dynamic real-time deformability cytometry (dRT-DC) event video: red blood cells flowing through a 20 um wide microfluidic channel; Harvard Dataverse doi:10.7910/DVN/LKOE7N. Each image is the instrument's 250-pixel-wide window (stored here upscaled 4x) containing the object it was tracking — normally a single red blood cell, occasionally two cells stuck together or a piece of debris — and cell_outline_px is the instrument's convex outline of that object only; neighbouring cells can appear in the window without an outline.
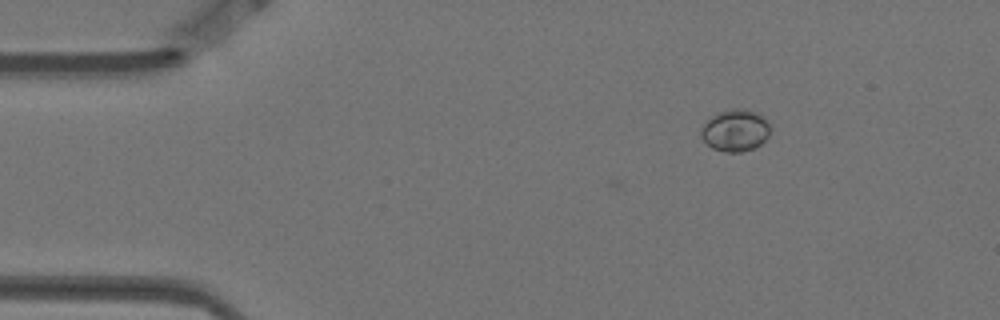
{"species": "Egyptian fruit bat (a non-hibernating species)", "species_latin": "Rousettus aegyptiacus", "temperature_condition": "warm", "stored_images_in_passage": 5, "camera_frame_rate_fps": 3000, "um_per_image_px": 0.085, "animal": {"sex": "female"}, "frame": {"image": 1, "passage_image": 1, "time_ms": 0.0, "image_size_px": [1000, 320], "cell_outline_px": [[768, 136], [760, 144], [752, 148], [740, 152], [724, 152], [712, 148], [700, 136], [700, 128], [712, 116], [720, 112], [732, 108], [740, 108], [756, 112], [764, 116], [768, 120]], "centroid_in_image_um": [62.48, 11.08], "position_along_channel_um": 22.5, "area_um2": 16.76}}
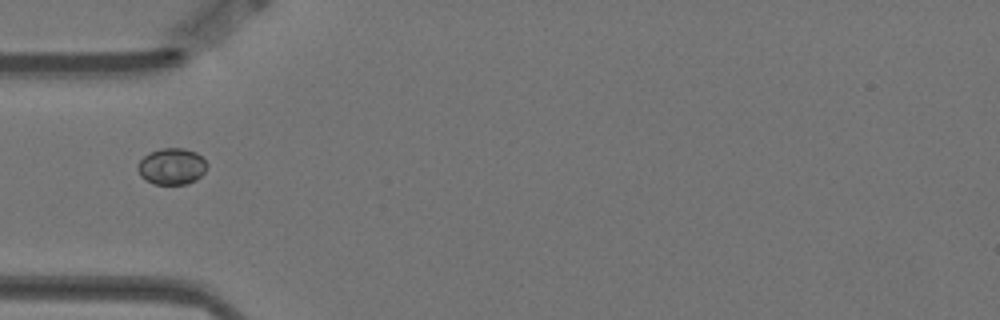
{"frame": {"image": 2, "passage_image": 4, "time_ms": 1.0, "image_size_px": [1000, 320], "cell_outline_px": [[208, 164], [204, 172], [196, 180], [188, 184], [152, 184], [140, 176], [136, 168], [140, 160], [148, 152], [160, 148], [184, 148], [196, 152]], "centroid_in_image_um": [14.57, 14.14], "position_along_channel_um": 70.4, "area_um2": 14.85}}
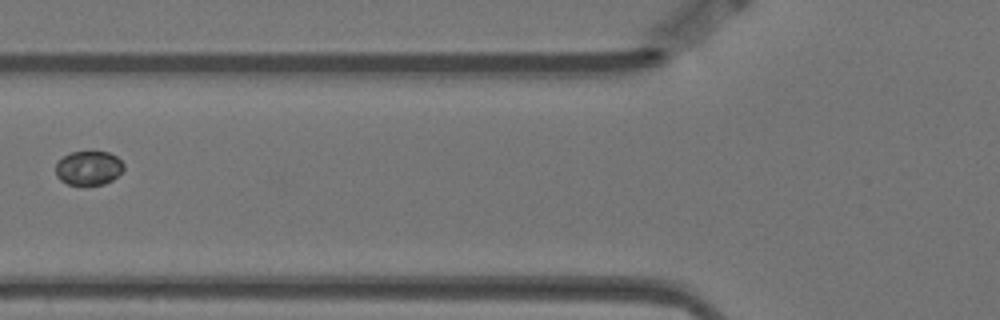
{"frame": {"image": 3, "passage_image": 5, "time_ms": 1.333, "image_size_px": [1000, 320], "cell_outline_px": [[124, 168], [112, 180], [104, 184], [84, 188], [68, 184], [60, 180], [56, 176], [56, 164], [64, 156], [72, 152], [108, 152], [116, 156], [124, 164]], "centroid_in_image_um": [7.52, 14.33], "position_along_channel_um": 118.3, "area_um2": 13.81}}